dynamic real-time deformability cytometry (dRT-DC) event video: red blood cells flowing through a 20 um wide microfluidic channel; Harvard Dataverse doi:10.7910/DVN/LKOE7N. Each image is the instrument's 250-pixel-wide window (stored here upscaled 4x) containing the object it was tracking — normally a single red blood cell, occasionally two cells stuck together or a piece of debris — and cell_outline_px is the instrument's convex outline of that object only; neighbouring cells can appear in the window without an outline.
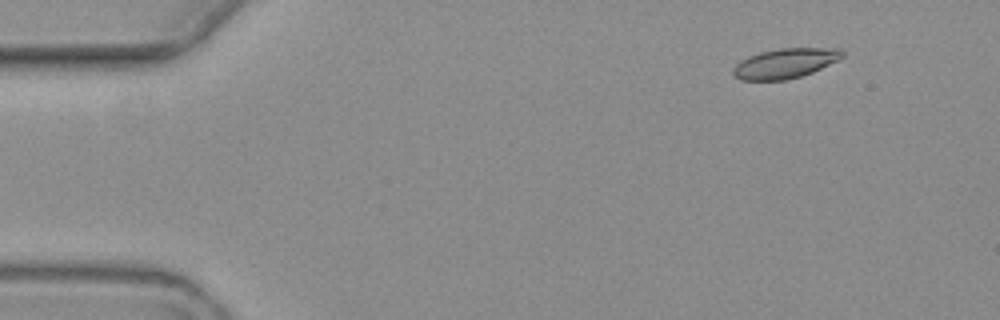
{"species": "common noctule bat (a hibernating species)", "species_latin": "Nyctalus noctula", "temperature_condition": "warm", "stored_images_in_passage": 5, "camera_frame_rate_fps": 3000, "um_per_image_px": 0.085, "animal": {"sex": "female", "body_mass_g": 19.3, "forearm_length_mm": 54.1}, "frame": {"image": 1, "passage_image": 2, "time_ms": 1.333, "image_size_px": [1000, 320], "cell_outline_px": [[844, 56], [840, 60], [812, 72], [800, 76], [784, 80], [740, 80], [732, 72], [732, 68], [740, 60], [748, 56], [760, 52], [780, 48], [840, 48], [844, 52]], "centroid_in_image_um": [66.75, 5.37], "position_along_channel_um": 18.2, "area_um2": 19.07}}
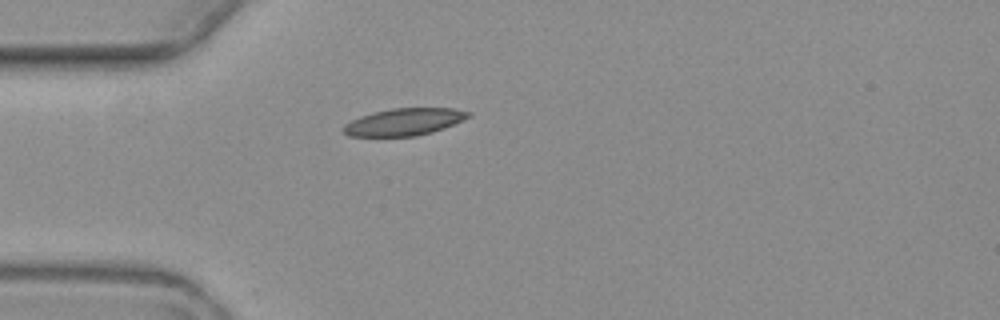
{"frame": {"image": 2, "passage_image": 5, "time_ms": 4.667, "image_size_px": [1000, 320], "cell_outline_px": [[472, 116], [444, 128], [432, 132], [416, 136], [348, 136], [340, 128], [344, 124], [360, 116], [372, 112], [392, 108], [452, 108], [472, 112]], "centroid_in_image_um": [34.34, 10.36], "position_along_channel_um": 50.7, "area_um2": 19.88}}